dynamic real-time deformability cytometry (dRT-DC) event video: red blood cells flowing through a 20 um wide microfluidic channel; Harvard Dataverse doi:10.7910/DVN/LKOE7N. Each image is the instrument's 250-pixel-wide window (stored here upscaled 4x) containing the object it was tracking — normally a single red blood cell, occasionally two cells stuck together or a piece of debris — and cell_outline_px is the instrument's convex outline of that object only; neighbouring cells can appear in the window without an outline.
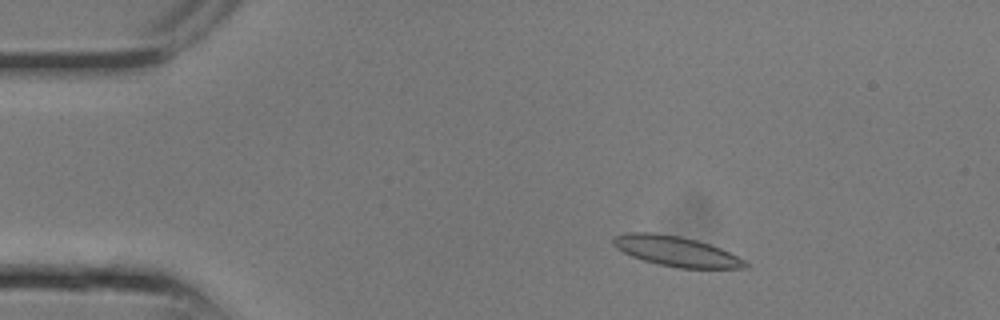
{"species": "common noctule bat (a hibernating species)", "species_latin": "Nyctalus noctula", "temperature_condition": "room temperature", "stored_images_in_passage": 9, "camera_frame_rate_fps": 3000, "um_per_image_px": 0.085, "animal": {"sex": "male", "body_mass_g": 13.3}, "frame": {"image": 1, "passage_image": 3, "time_ms": 0.667, "image_size_px": [1000, 320], "cell_outline_px": [[748, 268], [676, 268], [644, 260], [632, 256], [616, 248], [612, 244], [612, 240], [616, 236], [628, 232], [656, 232], [680, 236], [696, 240], [720, 248], [744, 260], [748, 264]], "centroid_in_image_um": [57.45, 21.35], "position_along_channel_um": 27.6, "area_um2": 22.95}}
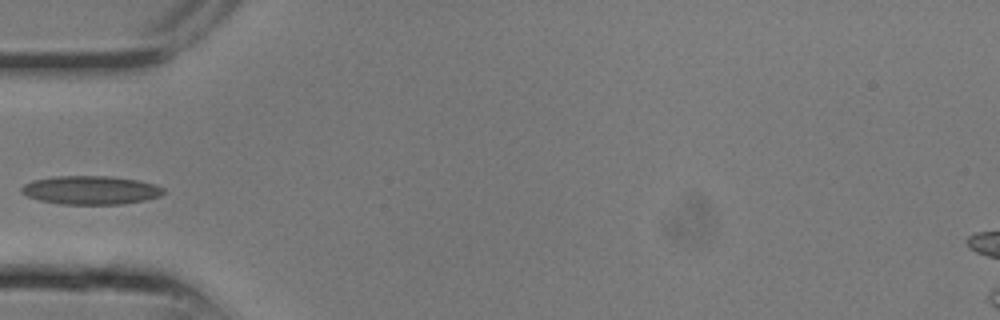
{"frame": {"image": 2, "passage_image": 7, "time_ms": 2.0, "image_size_px": [1000, 320], "cell_outline_px": [[164, 192], [160, 196], [144, 200], [120, 204], [60, 204], [40, 200], [28, 196], [20, 192], [20, 188], [24, 184], [32, 180], [52, 176], [112, 176], [136, 180], [156, 184], [164, 188]], "centroid_in_image_um": [7.69, 16.15], "position_along_channel_um": 77.3, "area_um2": 23.7}}
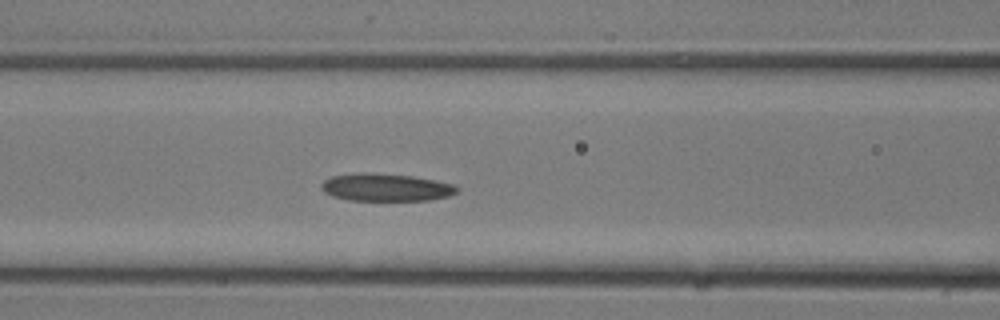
{"frame": {"image": 3, "passage_image": 9, "time_ms": 2.667, "image_size_px": [1000, 320], "cell_outline_px": [[460, 188], [456, 192], [448, 196], [428, 200], [348, 200], [332, 196], [324, 192], [320, 188], [320, 184], [324, 180], [332, 176], [356, 172], [372, 172], [412, 176], [452, 184]], "centroid_in_image_um": [32.73, 15.91], "position_along_channel_um": 133.9, "area_um2": 21.85}}